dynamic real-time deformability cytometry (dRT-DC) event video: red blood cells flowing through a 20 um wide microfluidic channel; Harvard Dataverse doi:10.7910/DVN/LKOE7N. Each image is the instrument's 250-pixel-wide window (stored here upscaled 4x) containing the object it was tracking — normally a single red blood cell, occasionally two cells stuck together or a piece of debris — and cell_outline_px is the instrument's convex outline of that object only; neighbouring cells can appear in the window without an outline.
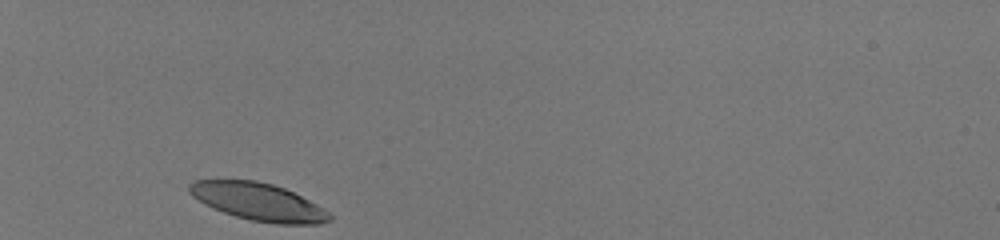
{"species": "human", "species_latin": "Homo sapiens", "temperature_condition": "room temperature", "stored_images_in_passage": 30, "camera_frame_rate_fps": 3000, "um_per_image_px": 0.085, "donor": {"sex": "male"}, "frame": {"image": 1, "passage_image": 1, "time_ms": 0.0, "image_size_px": [1000, 240], "cell_outline_px": [[332, 220], [320, 224], [276, 224], [252, 220], [236, 216], [212, 208], [204, 204], [192, 196], [188, 192], [188, 184], [192, 180], [216, 176], [256, 180], [272, 184], [284, 188], [324, 208], [332, 216]], "centroid_in_image_um": [21.84, 17.09], "position_along_channel_um": 63.2, "area_um2": 31.56}}
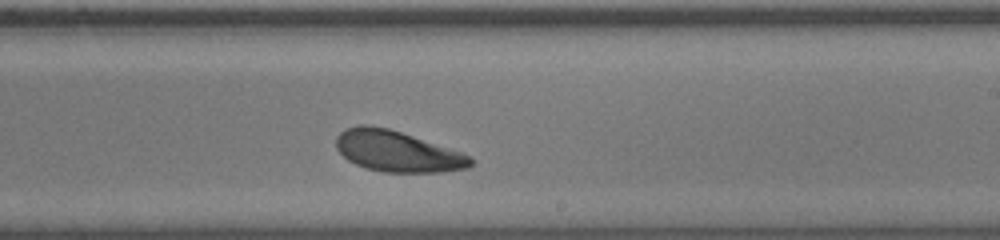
{"frame": {"image": 2, "passage_image": 18, "time_ms": 5.667, "image_size_px": [1000, 240], "cell_outline_px": [[476, 160], [468, 168], [440, 172], [384, 172], [368, 168], [356, 164], [348, 160], [336, 148], [336, 136], [344, 128], [360, 124], [368, 124], [388, 128], [460, 152]], "centroid_in_image_um": [33.73, 12.85], "position_along_channel_um": 255.3, "area_um2": 31.79}}
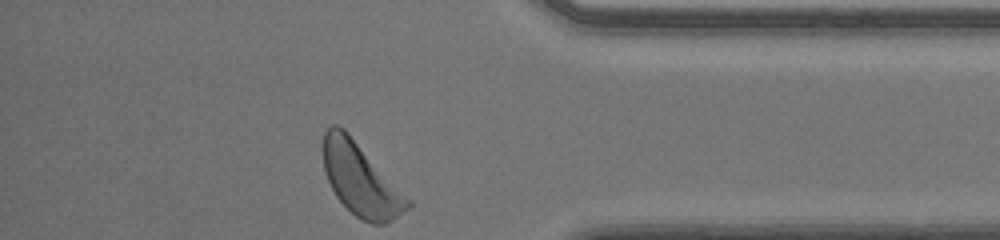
{"frame": {"image": 3, "passage_image": 30, "time_ms": 9.667, "image_size_px": [1000, 240], "cell_outline_px": [[412, 204], [408, 208], [388, 224], [372, 224], [360, 220], [336, 196], [324, 172], [320, 144], [324, 128], [332, 124], [336, 124], [344, 128], [348, 132], [412, 200]], "centroid_in_image_um": [30.62, 15.21], "position_along_channel_um": 404.6, "area_um2": 36.3}, "authors_computed_cell_mechanics": {"area_um2": 32.2524, "velocity_mm_per_s": 3.9642, "shape_relaxation_time_tau1_ms": 1.7159, "shape_relaxation_time_tau2_ms": 7.3743, "deformation_change_tau1": 0.1206, "deformation_change_tau2": 0.2003}}